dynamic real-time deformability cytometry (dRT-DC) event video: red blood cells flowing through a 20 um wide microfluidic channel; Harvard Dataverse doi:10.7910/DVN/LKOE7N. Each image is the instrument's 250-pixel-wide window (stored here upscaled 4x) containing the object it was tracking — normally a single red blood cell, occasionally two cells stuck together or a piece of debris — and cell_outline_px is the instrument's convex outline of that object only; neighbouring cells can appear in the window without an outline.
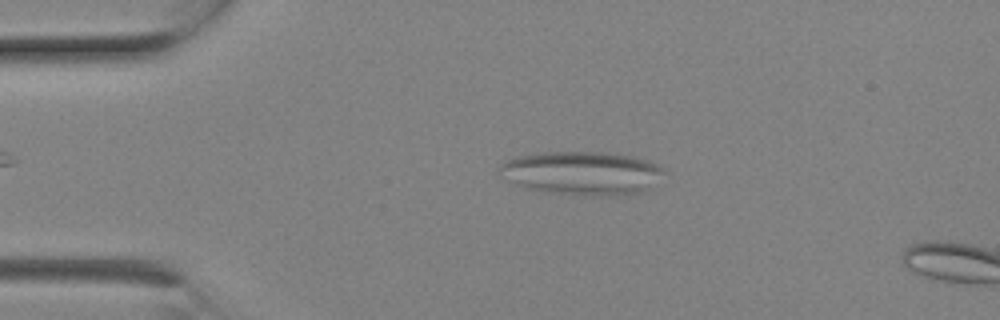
{"species": "Egyptian fruit bat (a non-hibernating species)", "species_latin": "Rousettus aegyptiacus", "temperature_condition": "room temperature", "stored_images_in_passage": 5, "camera_frame_rate_fps": 3000, "um_per_image_px": 0.085, "animal": {"sex": "female"}, "frame": {"image": 1, "passage_image": 4, "time_ms": 1.0, "image_size_px": [1000, 320], "cell_outline_px": [[668, 172], [652, 188], [644, 192], [612, 196], [580, 196], [544, 192], [524, 188], [500, 176], [496, 168], [500, 164], [508, 160], [520, 156], [540, 152], [604, 152], [628, 156], [648, 160], [664, 168]], "centroid_in_image_um": [49.5, 14.74], "position_along_channel_um": 35.5, "area_um2": 42.6}}